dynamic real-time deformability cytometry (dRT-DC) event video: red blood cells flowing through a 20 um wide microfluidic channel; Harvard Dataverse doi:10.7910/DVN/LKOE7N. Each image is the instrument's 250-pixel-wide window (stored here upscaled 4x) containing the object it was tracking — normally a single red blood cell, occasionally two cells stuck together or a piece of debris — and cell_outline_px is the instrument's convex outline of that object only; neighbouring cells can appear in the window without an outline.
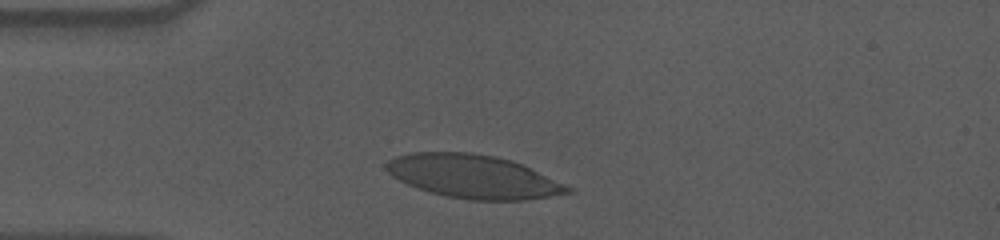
{"species": "human", "species_latin": "Homo sapiens", "temperature_condition": "cold", "stored_images_in_passage": 37, "camera_frame_rate_fps": 3000, "um_per_image_px": 0.085, "donor": {"sex": "male"}, "frame": {"image": 1, "passage_image": 5, "time_ms": 1.333, "image_size_px": [1000, 240], "cell_outline_px": [[576, 188], [572, 192], [524, 200], [468, 200], [448, 196], [432, 192], [408, 184], [392, 176], [384, 168], [384, 164], [388, 160], [396, 156], [408, 152], [468, 152], [496, 156], [512, 160]], "centroid_in_image_um": [40.24, 14.99], "position_along_channel_um": 44.8, "area_um2": 45.84}}
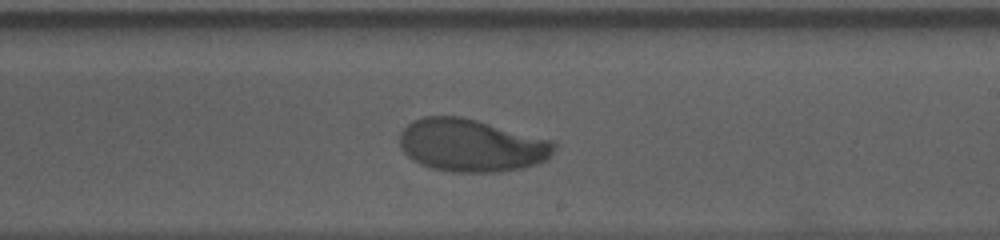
{"frame": {"image": 2, "passage_image": 24, "time_ms": 7.667, "image_size_px": [1000, 240], "cell_outline_px": [[556, 148], [544, 160], [536, 164], [520, 168], [500, 172], [452, 172], [432, 168], [420, 164], [412, 160], [404, 152], [400, 144], [400, 132], [412, 120], [424, 116], [460, 116], [556, 140]], "centroid_in_image_um": [40.08, 12.35], "position_along_channel_um": 248.9, "area_um2": 47.63}}
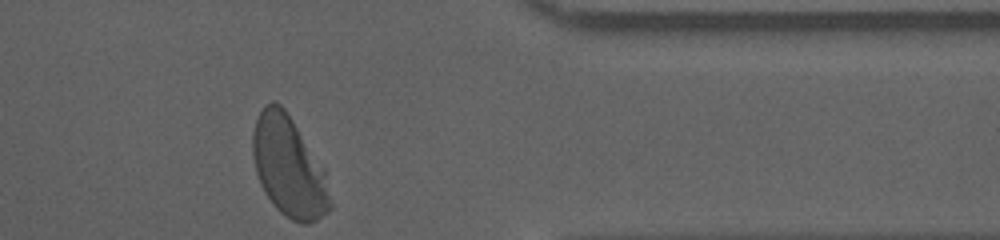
{"frame": {"image": 3, "passage_image": 37, "time_ms": 12.0, "image_size_px": [1000, 240], "cell_outline_px": [[332, 208], [328, 212], [316, 220], [308, 224], [300, 224], [284, 216], [272, 204], [264, 192], [260, 184], [256, 172], [252, 156], [252, 132], [256, 120], [264, 104], [272, 100], [276, 100], [284, 108], [324, 168], [332, 204]], "centroid_in_image_um": [24.53, 14.19], "position_along_channel_um": 386.9, "area_um2": 45.43}, "authors_computed_cell_mechanics": {"area_um2": 47.2804, "velocity_mm_per_s": 3.5478, "shape_relaxation_time_tau1_ms": 4.409, "shape_relaxation_time_tau2_ms": 0.7937, "deformation_change_tau1": 0.1699, "deformation_change_tau2": 0.0446}}